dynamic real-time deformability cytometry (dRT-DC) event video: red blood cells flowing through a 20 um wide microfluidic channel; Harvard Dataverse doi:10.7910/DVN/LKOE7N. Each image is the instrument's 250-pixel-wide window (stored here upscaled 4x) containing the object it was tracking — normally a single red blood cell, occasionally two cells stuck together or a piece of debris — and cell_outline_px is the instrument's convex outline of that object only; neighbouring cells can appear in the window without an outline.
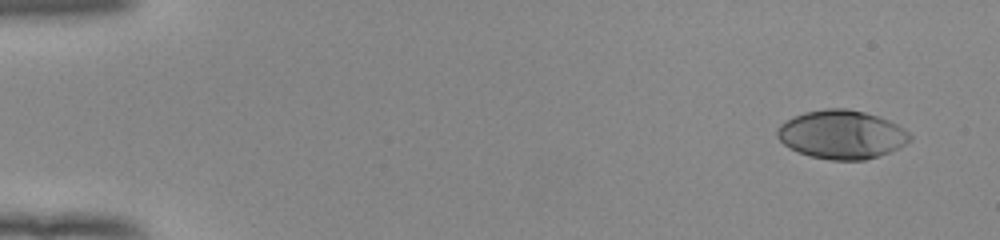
{"species": "human", "species_latin": "Homo sapiens", "temperature_condition": "room temperature", "stored_images_in_passage": 50, "camera_frame_rate_fps": 3000, "um_per_image_px": 0.085, "donor": {"sex": "female"}, "frame": {"image": 1, "passage_image": 1, "time_ms": 0.0, "image_size_px": [1000, 240], "cell_outline_px": [[912, 140], [880, 156], [864, 160], [832, 160], [812, 156], [788, 148], [776, 136], [776, 128], [780, 124], [792, 116], [804, 112], [824, 108], [848, 108], [864, 112], [888, 120], [904, 128], [912, 136]], "centroid_in_image_um": [71.51, 11.42], "position_along_channel_um": 13.5, "area_um2": 37.63}}
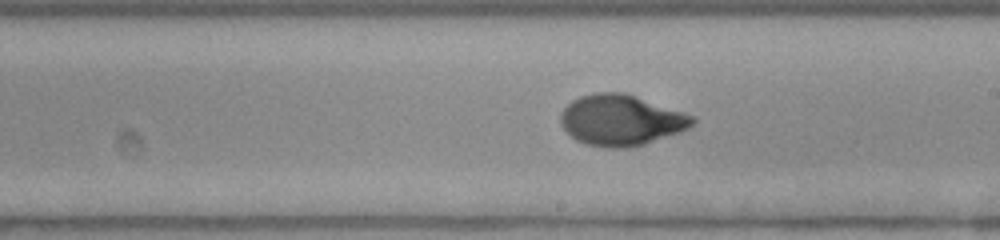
{"frame": {"image": 2, "passage_image": 29, "time_ms": 9.333, "image_size_px": [1000, 240], "cell_outline_px": [[696, 120], [688, 128], [680, 132], [644, 144], [628, 148], [604, 148], [584, 144], [576, 140], [560, 124], [560, 112], [572, 100], [580, 96], [596, 92], [624, 92], [684, 112], [692, 116]], "centroid_in_image_um": [52.76, 10.21], "position_along_channel_um": 236.2, "area_um2": 39.13}}
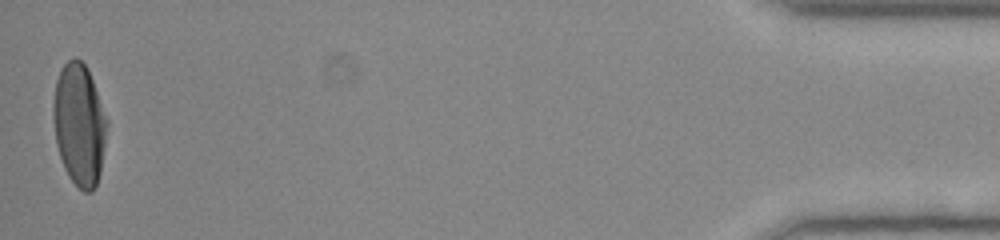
{"frame": {"image": 3, "passage_image": 50, "time_ms": 16.333, "image_size_px": [1000, 240], "cell_outline_px": [[108, 120], [100, 172], [96, 184], [92, 192], [84, 192], [68, 176], [64, 168], [56, 144], [52, 112], [52, 108], [56, 80], [60, 68], [68, 60], [76, 56], [88, 68]], "centroid_in_image_um": [6.72, 10.54], "position_along_channel_um": 428.5, "area_um2": 38.21}, "authors_computed_cell_mechanics": {"area_um2": 37.4833, "velocity_mm_per_s": 3.9523, "shape_relaxation_time_tau1_ms": 4.6207, "shape_relaxation_time_tau2_ms": 0.7977, "deformation_change_tau1": 0.2248, "deformation_change_tau2": 0.0441}}